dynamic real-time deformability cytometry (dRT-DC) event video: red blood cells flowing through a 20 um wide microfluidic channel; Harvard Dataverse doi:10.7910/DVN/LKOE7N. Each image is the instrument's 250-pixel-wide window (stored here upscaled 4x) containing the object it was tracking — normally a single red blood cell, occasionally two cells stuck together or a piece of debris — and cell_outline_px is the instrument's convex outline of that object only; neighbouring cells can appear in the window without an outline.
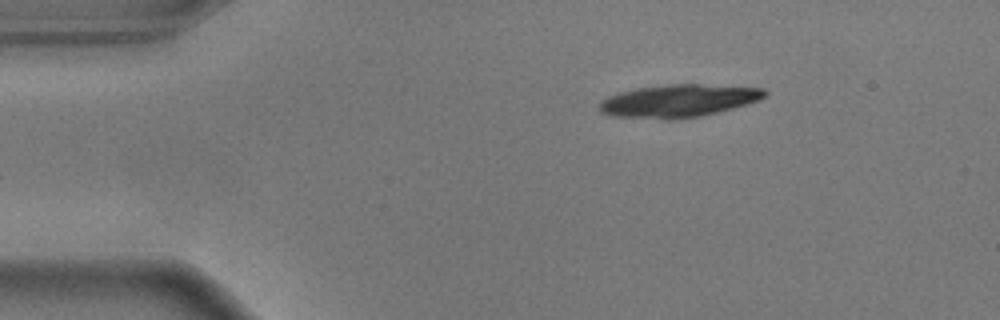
{"species": "common noctule bat (a hibernating species)", "species_latin": "Nyctalus noctula", "temperature_condition": "warm", "stored_images_in_passage": 9, "camera_frame_rate_fps": 3000, "um_per_image_px": 0.085, "animal": {"sex": "male", "body_mass_g": 17.9}, "frame": {"image": 1, "passage_image": 1, "time_ms": 0.0, "image_size_px": [1000, 320], "cell_outline_px": [[768, 92], [760, 100], [732, 108], [700, 116], [676, 120], [668, 120], [612, 116], [600, 112], [600, 104], [608, 96], [620, 92], [636, 88], [668, 84], [700, 84], [764, 88]], "centroid_in_image_um": [57.67, 8.57], "position_along_channel_um": 27.3, "area_um2": 31.5}}